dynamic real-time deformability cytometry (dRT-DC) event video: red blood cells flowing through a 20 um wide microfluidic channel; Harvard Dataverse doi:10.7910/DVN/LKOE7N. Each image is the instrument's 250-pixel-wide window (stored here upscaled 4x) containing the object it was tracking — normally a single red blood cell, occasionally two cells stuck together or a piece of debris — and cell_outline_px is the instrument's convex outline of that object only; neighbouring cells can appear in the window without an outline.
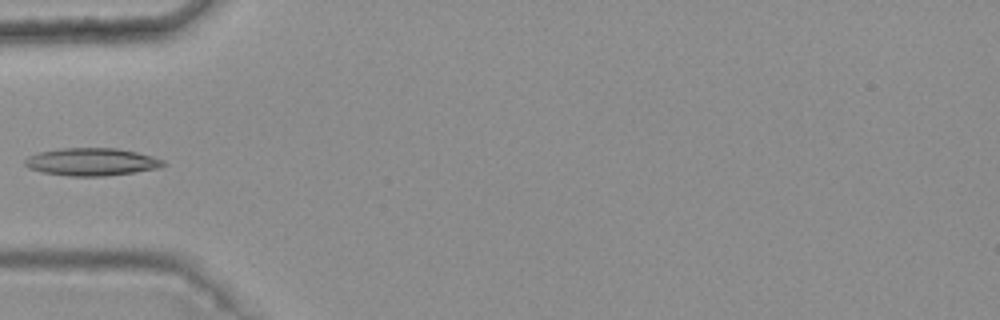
{"species": "common noctule bat (a hibernating species)", "species_latin": "Nyctalus noctula", "temperature_condition": "warm", "stored_images_in_passage": 6, "camera_frame_rate_fps": 3000, "um_per_image_px": 0.085, "animal": {"sex": "female", "body_mass_g": 25.1}, "frame": {"image": 1, "passage_image": 5, "time_ms": 1.333, "image_size_px": [1000, 320], "cell_outline_px": [[168, 164], [160, 168], [104, 176], [68, 176], [44, 172], [28, 168], [24, 164], [24, 160], [28, 156], [40, 152], [60, 148], [116, 148], [136, 152], [152, 156], [164, 160]], "centroid_in_image_um": [7.8, 13.75], "position_along_channel_um": 77.2, "area_um2": 22.25}}
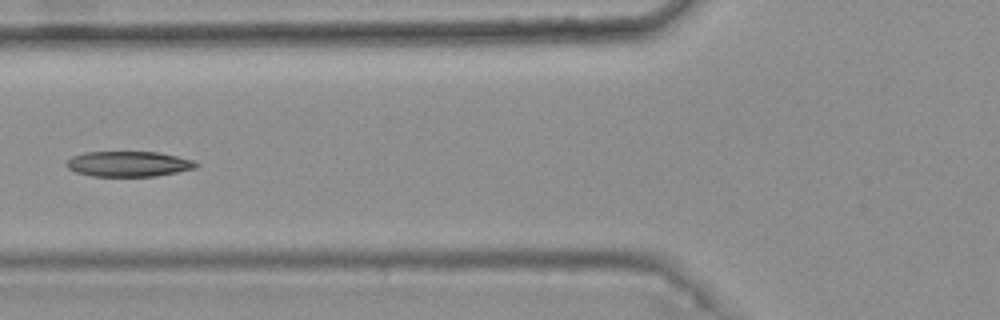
{"frame": {"image": 2, "passage_image": 6, "time_ms": 1.667, "image_size_px": [1000, 320], "cell_outline_px": [[200, 164], [196, 168], [156, 176], [92, 176], [76, 172], [68, 168], [64, 164], [72, 156], [84, 152], [156, 152], [176, 156], [192, 160]], "centroid_in_image_um": [10.9, 13.93], "position_along_channel_um": 114.9, "area_um2": 19.07}}